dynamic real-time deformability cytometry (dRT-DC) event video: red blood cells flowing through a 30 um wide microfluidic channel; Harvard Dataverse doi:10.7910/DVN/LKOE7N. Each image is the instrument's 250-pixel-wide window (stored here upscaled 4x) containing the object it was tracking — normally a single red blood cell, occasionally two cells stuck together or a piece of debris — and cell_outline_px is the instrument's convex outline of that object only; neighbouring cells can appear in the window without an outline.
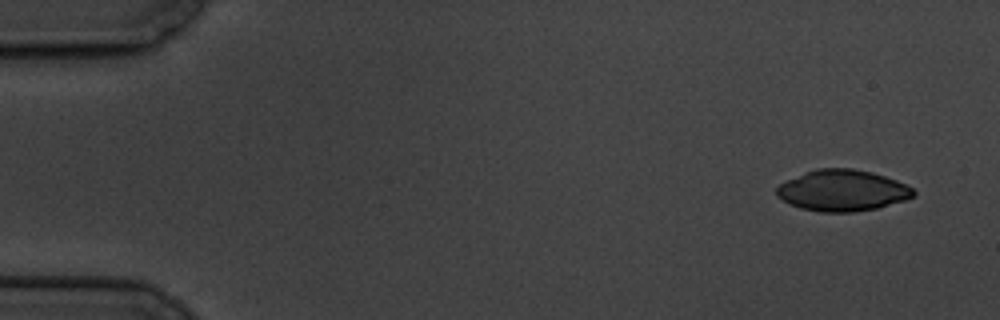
{"species": "common noctule bat (a hibernating species)", "species_latin": "Nyctalus noctula", "temperature_condition": "cold", "stored_images_in_passage": 5, "camera_frame_rate_fps": 3000, "um_per_image_px": 0.085, "animal": {"sex": "male", "body_mass_g": 19.5, "forearm_length_mm": 54.6}, "frame": {"image": 1, "passage_image": 1, "time_ms": 0.0, "image_size_px": [1000, 320], "cell_outline_px": [[916, 196], [904, 200], [876, 208], [852, 212], [820, 212], [800, 208], [776, 196], [776, 188], [780, 184], [804, 172], [816, 168], [852, 168], [872, 172], [896, 180], [912, 188], [916, 192]], "centroid_in_image_um": [71.6, 16.19], "position_along_channel_um": 13.4, "area_um2": 32.71}}